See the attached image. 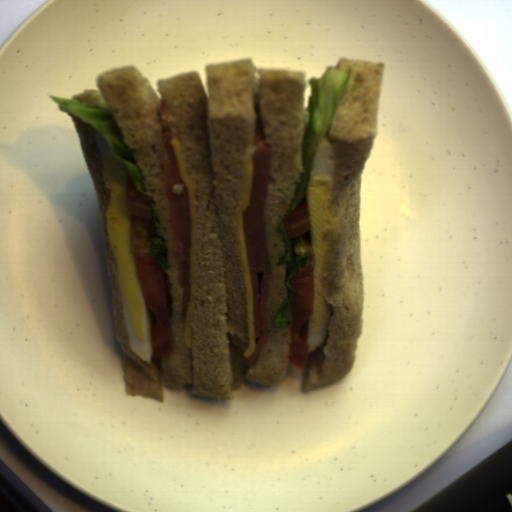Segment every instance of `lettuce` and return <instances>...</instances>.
Wrapping results in <instances>:
<instances>
[{
  "label": "lettuce",
  "mask_w": 512,
  "mask_h": 512,
  "mask_svg": "<svg viewBox=\"0 0 512 512\" xmlns=\"http://www.w3.org/2000/svg\"><path fill=\"white\" fill-rule=\"evenodd\" d=\"M350 70L336 68L335 65L328 66L321 79L312 77L309 81L312 88L309 97V121L304 126V136L301 144V167L303 171L299 174L293 199L286 214L281 219L277 232L282 234L285 250L276 264L279 267L286 265L284 286L287 290L286 299L281 303L274 316V327L288 328L293 320L291 300L294 294V287L290 280L304 268L309 259V245L302 236L290 238L286 230V218L293 212L305 196L310 178L311 170L317 151V147L332 122L337 108L346 92L349 83Z\"/></svg>",
  "instance_id": "lettuce-1"
},
{
  "label": "lettuce",
  "mask_w": 512,
  "mask_h": 512,
  "mask_svg": "<svg viewBox=\"0 0 512 512\" xmlns=\"http://www.w3.org/2000/svg\"><path fill=\"white\" fill-rule=\"evenodd\" d=\"M61 110L75 114L93 126L106 141L111 154L122 162L138 192H147L145 176L133 151L124 141V134L116 122L113 111L99 105H87L65 97H50Z\"/></svg>",
  "instance_id": "lettuce-2"
},
{
  "label": "lettuce",
  "mask_w": 512,
  "mask_h": 512,
  "mask_svg": "<svg viewBox=\"0 0 512 512\" xmlns=\"http://www.w3.org/2000/svg\"><path fill=\"white\" fill-rule=\"evenodd\" d=\"M149 201L151 203L152 219L154 221V224L152 226L154 236L152 238V243H151V255H152L153 259L158 262V264L164 274L165 283H166L169 300H170L171 318H173L172 285L170 283V278L167 273V271L169 269L167 245H166L164 238L159 234V228L161 227V224H160V220H159L157 206L153 200H149Z\"/></svg>",
  "instance_id": "lettuce-3"
}]
</instances>
